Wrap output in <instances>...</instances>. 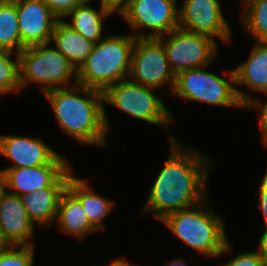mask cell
I'll list each match as a JSON object with an SVG mask.
<instances>
[{
    "mask_svg": "<svg viewBox=\"0 0 267 266\" xmlns=\"http://www.w3.org/2000/svg\"><path fill=\"white\" fill-rule=\"evenodd\" d=\"M13 54V51L0 49V96L21 91L19 54L15 53V59Z\"/></svg>",
    "mask_w": 267,
    "mask_h": 266,
    "instance_id": "cell-24",
    "label": "cell"
},
{
    "mask_svg": "<svg viewBox=\"0 0 267 266\" xmlns=\"http://www.w3.org/2000/svg\"><path fill=\"white\" fill-rule=\"evenodd\" d=\"M259 209L262 212L265 225H267V172H265L258 192Z\"/></svg>",
    "mask_w": 267,
    "mask_h": 266,
    "instance_id": "cell-28",
    "label": "cell"
},
{
    "mask_svg": "<svg viewBox=\"0 0 267 266\" xmlns=\"http://www.w3.org/2000/svg\"><path fill=\"white\" fill-rule=\"evenodd\" d=\"M101 5L109 10L112 14L118 12L121 13L128 7L131 0H100Z\"/></svg>",
    "mask_w": 267,
    "mask_h": 266,
    "instance_id": "cell-29",
    "label": "cell"
},
{
    "mask_svg": "<svg viewBox=\"0 0 267 266\" xmlns=\"http://www.w3.org/2000/svg\"><path fill=\"white\" fill-rule=\"evenodd\" d=\"M51 12L58 19H66V16L79 4L87 0H43Z\"/></svg>",
    "mask_w": 267,
    "mask_h": 266,
    "instance_id": "cell-26",
    "label": "cell"
},
{
    "mask_svg": "<svg viewBox=\"0 0 267 266\" xmlns=\"http://www.w3.org/2000/svg\"><path fill=\"white\" fill-rule=\"evenodd\" d=\"M243 3V29L254 36L255 41H267V0H246Z\"/></svg>",
    "mask_w": 267,
    "mask_h": 266,
    "instance_id": "cell-23",
    "label": "cell"
},
{
    "mask_svg": "<svg viewBox=\"0 0 267 266\" xmlns=\"http://www.w3.org/2000/svg\"><path fill=\"white\" fill-rule=\"evenodd\" d=\"M51 45L67 58L76 69L92 52L95 43L80 35L65 19H57L50 41Z\"/></svg>",
    "mask_w": 267,
    "mask_h": 266,
    "instance_id": "cell-18",
    "label": "cell"
},
{
    "mask_svg": "<svg viewBox=\"0 0 267 266\" xmlns=\"http://www.w3.org/2000/svg\"><path fill=\"white\" fill-rule=\"evenodd\" d=\"M56 223L61 233L83 239L97 229L89 222L79 199L66 188L59 199Z\"/></svg>",
    "mask_w": 267,
    "mask_h": 266,
    "instance_id": "cell-17",
    "label": "cell"
},
{
    "mask_svg": "<svg viewBox=\"0 0 267 266\" xmlns=\"http://www.w3.org/2000/svg\"><path fill=\"white\" fill-rule=\"evenodd\" d=\"M104 266H137V265L131 264L130 262H128V260L126 261L124 258L121 257V258H117L115 260H112V262H110Z\"/></svg>",
    "mask_w": 267,
    "mask_h": 266,
    "instance_id": "cell-32",
    "label": "cell"
},
{
    "mask_svg": "<svg viewBox=\"0 0 267 266\" xmlns=\"http://www.w3.org/2000/svg\"><path fill=\"white\" fill-rule=\"evenodd\" d=\"M67 188L79 199L89 222L97 229L103 230L105 217L112 211L114 201L95 194L88 184V180L72 175Z\"/></svg>",
    "mask_w": 267,
    "mask_h": 266,
    "instance_id": "cell-20",
    "label": "cell"
},
{
    "mask_svg": "<svg viewBox=\"0 0 267 266\" xmlns=\"http://www.w3.org/2000/svg\"><path fill=\"white\" fill-rule=\"evenodd\" d=\"M4 187H3V183H2V180H1V178H0V192H1V190L3 189Z\"/></svg>",
    "mask_w": 267,
    "mask_h": 266,
    "instance_id": "cell-36",
    "label": "cell"
},
{
    "mask_svg": "<svg viewBox=\"0 0 267 266\" xmlns=\"http://www.w3.org/2000/svg\"><path fill=\"white\" fill-rule=\"evenodd\" d=\"M24 47L49 43L58 19L43 0H14Z\"/></svg>",
    "mask_w": 267,
    "mask_h": 266,
    "instance_id": "cell-13",
    "label": "cell"
},
{
    "mask_svg": "<svg viewBox=\"0 0 267 266\" xmlns=\"http://www.w3.org/2000/svg\"><path fill=\"white\" fill-rule=\"evenodd\" d=\"M204 68L207 69L192 68L177 73L172 94L208 105L248 109L259 99L236 88L234 69L226 80Z\"/></svg>",
    "mask_w": 267,
    "mask_h": 266,
    "instance_id": "cell-5",
    "label": "cell"
},
{
    "mask_svg": "<svg viewBox=\"0 0 267 266\" xmlns=\"http://www.w3.org/2000/svg\"><path fill=\"white\" fill-rule=\"evenodd\" d=\"M209 198L199 204L167 215L162 221L182 242L207 257L231 251L225 222L213 212ZM207 207V208H206Z\"/></svg>",
    "mask_w": 267,
    "mask_h": 266,
    "instance_id": "cell-3",
    "label": "cell"
},
{
    "mask_svg": "<svg viewBox=\"0 0 267 266\" xmlns=\"http://www.w3.org/2000/svg\"><path fill=\"white\" fill-rule=\"evenodd\" d=\"M248 59L234 68L236 87L267 91V41H256Z\"/></svg>",
    "mask_w": 267,
    "mask_h": 266,
    "instance_id": "cell-19",
    "label": "cell"
},
{
    "mask_svg": "<svg viewBox=\"0 0 267 266\" xmlns=\"http://www.w3.org/2000/svg\"><path fill=\"white\" fill-rule=\"evenodd\" d=\"M70 167L51 187L20 196L30 220L34 225L49 228L56 220L59 199L73 175Z\"/></svg>",
    "mask_w": 267,
    "mask_h": 266,
    "instance_id": "cell-16",
    "label": "cell"
},
{
    "mask_svg": "<svg viewBox=\"0 0 267 266\" xmlns=\"http://www.w3.org/2000/svg\"><path fill=\"white\" fill-rule=\"evenodd\" d=\"M93 0H87L82 4L76 6L67 16L70 17L72 22H68L74 30H76L85 39L97 43L103 39V21L112 13L105 9L101 4L97 11L90 6L89 2Z\"/></svg>",
    "mask_w": 267,
    "mask_h": 266,
    "instance_id": "cell-21",
    "label": "cell"
},
{
    "mask_svg": "<svg viewBox=\"0 0 267 266\" xmlns=\"http://www.w3.org/2000/svg\"><path fill=\"white\" fill-rule=\"evenodd\" d=\"M169 141V158L149 189L141 211V215L153 212L160 221L208 198L207 180L214 163L192 146H183L173 134Z\"/></svg>",
    "mask_w": 267,
    "mask_h": 266,
    "instance_id": "cell-1",
    "label": "cell"
},
{
    "mask_svg": "<svg viewBox=\"0 0 267 266\" xmlns=\"http://www.w3.org/2000/svg\"><path fill=\"white\" fill-rule=\"evenodd\" d=\"M0 154L13 161L7 168L49 164L58 154L39 137L0 135Z\"/></svg>",
    "mask_w": 267,
    "mask_h": 266,
    "instance_id": "cell-15",
    "label": "cell"
},
{
    "mask_svg": "<svg viewBox=\"0 0 267 266\" xmlns=\"http://www.w3.org/2000/svg\"><path fill=\"white\" fill-rule=\"evenodd\" d=\"M70 167L65 157L58 154L49 164L1 169L0 178L8 192L22 196L51 187Z\"/></svg>",
    "mask_w": 267,
    "mask_h": 266,
    "instance_id": "cell-12",
    "label": "cell"
},
{
    "mask_svg": "<svg viewBox=\"0 0 267 266\" xmlns=\"http://www.w3.org/2000/svg\"><path fill=\"white\" fill-rule=\"evenodd\" d=\"M260 138L266 147L267 146V128L263 132H261ZM266 172H267V170H266Z\"/></svg>",
    "mask_w": 267,
    "mask_h": 266,
    "instance_id": "cell-35",
    "label": "cell"
},
{
    "mask_svg": "<svg viewBox=\"0 0 267 266\" xmlns=\"http://www.w3.org/2000/svg\"><path fill=\"white\" fill-rule=\"evenodd\" d=\"M21 44L18 16L14 0H0V49L20 53Z\"/></svg>",
    "mask_w": 267,
    "mask_h": 266,
    "instance_id": "cell-22",
    "label": "cell"
},
{
    "mask_svg": "<svg viewBox=\"0 0 267 266\" xmlns=\"http://www.w3.org/2000/svg\"><path fill=\"white\" fill-rule=\"evenodd\" d=\"M34 223L20 196L3 188L0 192V232L11 245H35Z\"/></svg>",
    "mask_w": 267,
    "mask_h": 266,
    "instance_id": "cell-14",
    "label": "cell"
},
{
    "mask_svg": "<svg viewBox=\"0 0 267 266\" xmlns=\"http://www.w3.org/2000/svg\"><path fill=\"white\" fill-rule=\"evenodd\" d=\"M178 0H131L121 13L138 38H159L179 27ZM151 29L152 33L141 31ZM140 30V31H139ZM138 34H136V33ZM142 32V33H140Z\"/></svg>",
    "mask_w": 267,
    "mask_h": 266,
    "instance_id": "cell-10",
    "label": "cell"
},
{
    "mask_svg": "<svg viewBox=\"0 0 267 266\" xmlns=\"http://www.w3.org/2000/svg\"><path fill=\"white\" fill-rule=\"evenodd\" d=\"M50 44L27 46L19 53L21 90L32 82L40 84L42 93L59 87L73 86L69 82L71 78L77 84V69Z\"/></svg>",
    "mask_w": 267,
    "mask_h": 266,
    "instance_id": "cell-6",
    "label": "cell"
},
{
    "mask_svg": "<svg viewBox=\"0 0 267 266\" xmlns=\"http://www.w3.org/2000/svg\"><path fill=\"white\" fill-rule=\"evenodd\" d=\"M265 227L266 228L264 229V231H262L263 233L258 239V252L259 255L263 258L265 265H267V225H265Z\"/></svg>",
    "mask_w": 267,
    "mask_h": 266,
    "instance_id": "cell-31",
    "label": "cell"
},
{
    "mask_svg": "<svg viewBox=\"0 0 267 266\" xmlns=\"http://www.w3.org/2000/svg\"><path fill=\"white\" fill-rule=\"evenodd\" d=\"M49 101L59 127L85 145L107 147L108 114L102 91L80 84L43 93ZM80 94V95H79Z\"/></svg>",
    "mask_w": 267,
    "mask_h": 266,
    "instance_id": "cell-2",
    "label": "cell"
},
{
    "mask_svg": "<svg viewBox=\"0 0 267 266\" xmlns=\"http://www.w3.org/2000/svg\"><path fill=\"white\" fill-rule=\"evenodd\" d=\"M35 245H11L0 254V266H34Z\"/></svg>",
    "mask_w": 267,
    "mask_h": 266,
    "instance_id": "cell-25",
    "label": "cell"
},
{
    "mask_svg": "<svg viewBox=\"0 0 267 266\" xmlns=\"http://www.w3.org/2000/svg\"><path fill=\"white\" fill-rule=\"evenodd\" d=\"M223 266H266L258 250L252 252H242L231 258Z\"/></svg>",
    "mask_w": 267,
    "mask_h": 266,
    "instance_id": "cell-27",
    "label": "cell"
},
{
    "mask_svg": "<svg viewBox=\"0 0 267 266\" xmlns=\"http://www.w3.org/2000/svg\"><path fill=\"white\" fill-rule=\"evenodd\" d=\"M218 0H184L179 7V28L231 42V28L225 19Z\"/></svg>",
    "mask_w": 267,
    "mask_h": 266,
    "instance_id": "cell-11",
    "label": "cell"
},
{
    "mask_svg": "<svg viewBox=\"0 0 267 266\" xmlns=\"http://www.w3.org/2000/svg\"><path fill=\"white\" fill-rule=\"evenodd\" d=\"M154 90L155 88L140 85L126 78L103 92L104 103L149 124L166 127L173 123L175 118Z\"/></svg>",
    "mask_w": 267,
    "mask_h": 266,
    "instance_id": "cell-7",
    "label": "cell"
},
{
    "mask_svg": "<svg viewBox=\"0 0 267 266\" xmlns=\"http://www.w3.org/2000/svg\"><path fill=\"white\" fill-rule=\"evenodd\" d=\"M267 96V91L264 93ZM258 100L249 108V109H256L259 112V126L260 130L263 132L267 128V99L266 102L263 104L258 96ZM261 101V103H260Z\"/></svg>",
    "mask_w": 267,
    "mask_h": 266,
    "instance_id": "cell-30",
    "label": "cell"
},
{
    "mask_svg": "<svg viewBox=\"0 0 267 266\" xmlns=\"http://www.w3.org/2000/svg\"><path fill=\"white\" fill-rule=\"evenodd\" d=\"M136 37L107 35L94 44L92 52L77 69V83L104 92L129 77Z\"/></svg>",
    "mask_w": 267,
    "mask_h": 266,
    "instance_id": "cell-4",
    "label": "cell"
},
{
    "mask_svg": "<svg viewBox=\"0 0 267 266\" xmlns=\"http://www.w3.org/2000/svg\"><path fill=\"white\" fill-rule=\"evenodd\" d=\"M129 78L140 85L155 89L170 86L172 93L175 75L169 67L163 43L158 38H136Z\"/></svg>",
    "mask_w": 267,
    "mask_h": 266,
    "instance_id": "cell-9",
    "label": "cell"
},
{
    "mask_svg": "<svg viewBox=\"0 0 267 266\" xmlns=\"http://www.w3.org/2000/svg\"><path fill=\"white\" fill-rule=\"evenodd\" d=\"M158 39L163 43L174 75L187 69L207 67L218 54L217 43L212 38L179 27Z\"/></svg>",
    "mask_w": 267,
    "mask_h": 266,
    "instance_id": "cell-8",
    "label": "cell"
},
{
    "mask_svg": "<svg viewBox=\"0 0 267 266\" xmlns=\"http://www.w3.org/2000/svg\"><path fill=\"white\" fill-rule=\"evenodd\" d=\"M10 246L11 244L9 243V241L0 232V254L5 252Z\"/></svg>",
    "mask_w": 267,
    "mask_h": 266,
    "instance_id": "cell-33",
    "label": "cell"
},
{
    "mask_svg": "<svg viewBox=\"0 0 267 266\" xmlns=\"http://www.w3.org/2000/svg\"><path fill=\"white\" fill-rule=\"evenodd\" d=\"M164 266H188V264L183 259L175 258V259H172L170 263H167V265H164Z\"/></svg>",
    "mask_w": 267,
    "mask_h": 266,
    "instance_id": "cell-34",
    "label": "cell"
}]
</instances>
